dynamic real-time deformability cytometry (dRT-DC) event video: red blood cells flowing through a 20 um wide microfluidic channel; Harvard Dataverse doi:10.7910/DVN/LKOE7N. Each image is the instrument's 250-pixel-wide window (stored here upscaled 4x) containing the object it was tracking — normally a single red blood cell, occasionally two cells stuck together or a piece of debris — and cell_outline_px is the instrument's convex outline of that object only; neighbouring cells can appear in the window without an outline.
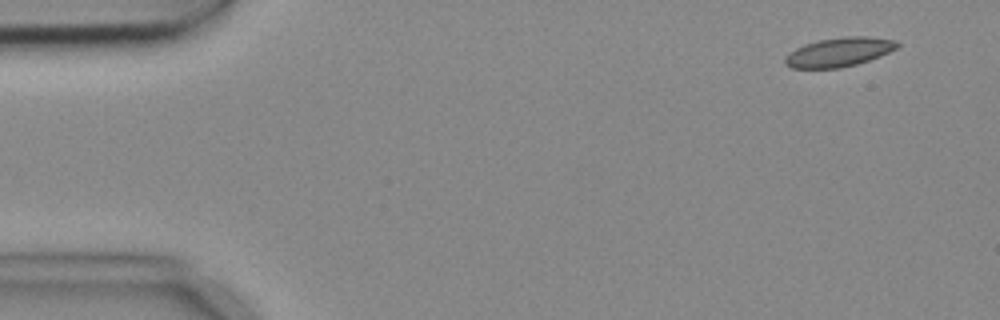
{"species": "common noctule bat (a hibernating species)", "species_latin": "Nyctalus noctula", "temperature_condition": "cold", "stored_images_in_passage": 5, "camera_frame_rate_fps": 3000, "um_per_image_px": 0.085, "animal": {"sex": "female", "body_mass_g": 18.4}, "frame": {"image": 1, "passage_image": 1, "time_ms": 0.0, "image_size_px": [1000, 320], "cell_outline_px": [[900, 44], [896, 48], [880, 56], [856, 64], [840, 68], [792, 68], [784, 64], [784, 56], [788, 52], [804, 44], [820, 40], [844, 36], [868, 36], [896, 40]], "centroid_in_image_um": [71.29, 4.42], "position_along_channel_um": 13.7, "area_um2": 19.07}}
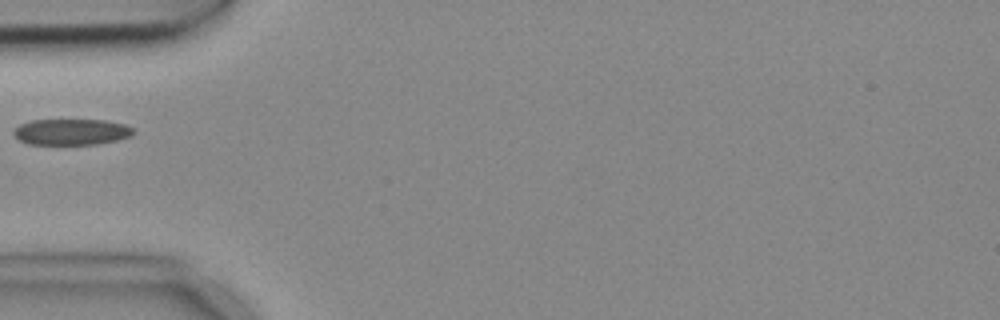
{"frame": {"image": 2, "passage_image": 5, "time_ms": 1.333, "image_size_px": [1000, 320], "cell_outline_px": [[136, 132], [132, 136], [116, 140], [96, 144], [28, 144], [20, 140], [12, 132], [20, 124], [32, 120], [104, 120], [124, 124], [136, 128]], "centroid_in_image_um": [6.12, 11.21], "position_along_channel_um": 78.9, "area_um2": 18.21}}